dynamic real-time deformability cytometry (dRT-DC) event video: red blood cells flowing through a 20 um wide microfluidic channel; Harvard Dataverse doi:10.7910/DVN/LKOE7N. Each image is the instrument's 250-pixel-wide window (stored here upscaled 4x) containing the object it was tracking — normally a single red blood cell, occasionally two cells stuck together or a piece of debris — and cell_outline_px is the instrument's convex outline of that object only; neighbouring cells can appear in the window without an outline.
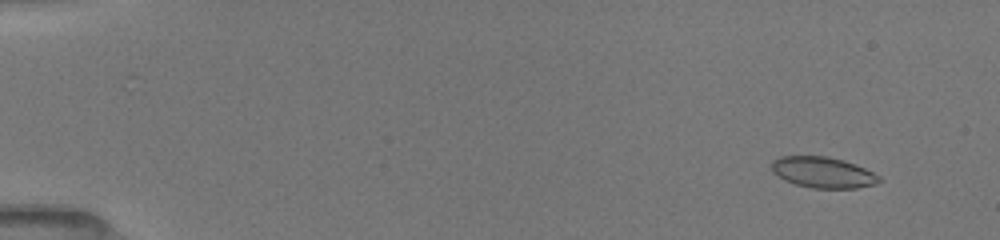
{"species": "common noctule bat (a hibernating species)", "species_latin": "Nyctalus noctula", "temperature_condition": "room temperature", "stored_images_in_passage": 8, "camera_frame_rate_fps": 3000, "um_per_image_px": 0.085, "animal": {"sex": "female", "body_mass_g": 19.5, "forearm_length_mm": 54.1}, "frame": {"image": 1, "passage_image": 2, "time_ms": 1.0, "image_size_px": [1000, 240], "cell_outline_px": [[880, 180], [876, 184], [856, 188], [812, 188], [796, 184], [784, 180], [772, 172], [772, 160], [780, 156], [828, 156], [844, 160], [856, 164], [880, 176]], "centroid_in_image_um": [69.94, 14.65], "position_along_channel_um": 15.1, "area_um2": 19.42}}
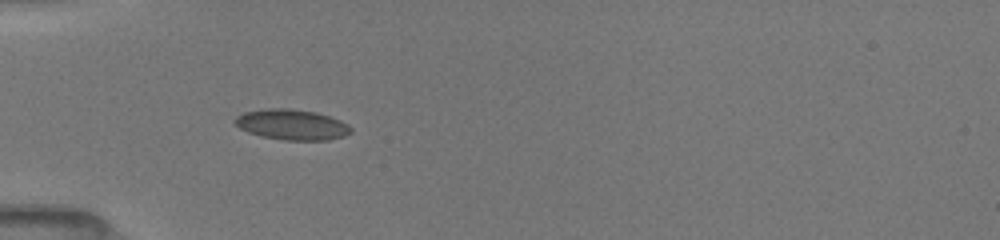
{"frame": {"image": 2, "passage_image": 6, "time_ms": 5.333, "image_size_px": [1000, 240], "cell_outline_px": [[352, 132], [344, 136], [328, 140], [284, 140], [260, 136], [248, 132], [240, 128], [232, 120], [236, 116], [244, 112], [268, 108], [288, 108], [316, 112], [340, 120], [348, 124], [352, 128]], "centroid_in_image_um": [24.8, 10.59], "position_along_channel_um": 60.2, "area_um2": 20.69}}
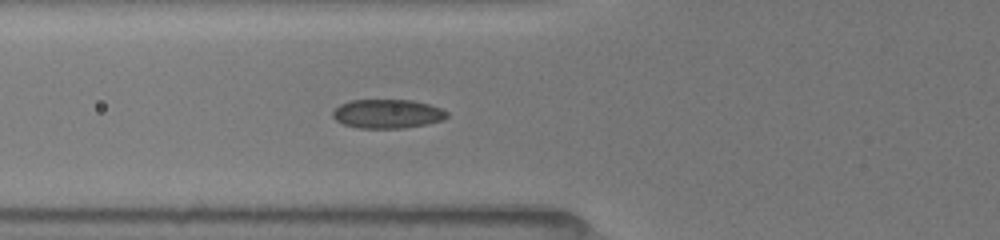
{"frame": {"image": 3, "passage_image": 8, "time_ms": 6.333, "image_size_px": [1000, 240], "cell_outline_px": [[448, 116], [444, 120], [428, 124], [404, 128], [360, 128], [344, 124], [336, 120], [332, 116], [332, 112], [340, 104], [348, 100], [412, 100], [428, 104], [440, 108], [448, 112]], "centroid_in_image_um": [32.94, 9.67], "position_along_channel_um": 92.9, "area_um2": 19.36}}